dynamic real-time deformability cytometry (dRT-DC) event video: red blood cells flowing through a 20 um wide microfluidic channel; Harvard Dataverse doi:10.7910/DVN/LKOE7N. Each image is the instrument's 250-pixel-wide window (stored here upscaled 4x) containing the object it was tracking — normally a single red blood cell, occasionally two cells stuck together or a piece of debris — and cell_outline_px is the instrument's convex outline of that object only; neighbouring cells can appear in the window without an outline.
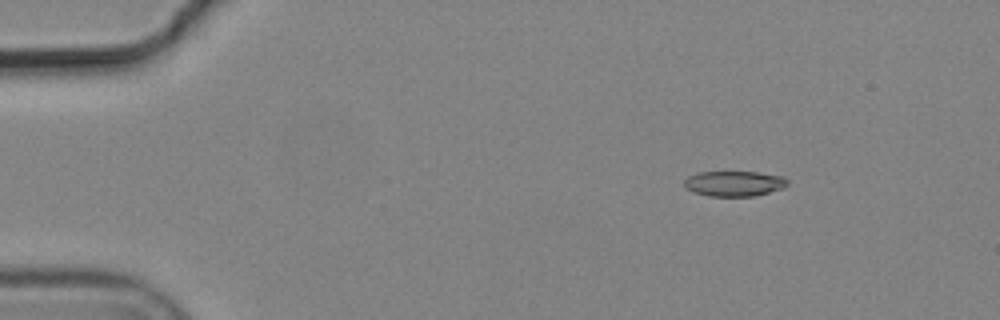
{"species": "common noctule bat (a hibernating species)", "species_latin": "Nyctalus noctula", "temperature_condition": "cold", "stored_images_in_passage": 5, "camera_frame_rate_fps": 3000, "um_per_image_px": 0.085, "animal": {"sex": "male", "body_mass_g": 19.2, "forearm_length_mm": 51.8}, "frame": {"image": 1, "passage_image": 2, "time_ms": 0.333, "image_size_px": [1000, 320], "cell_outline_px": [[788, 184], [784, 188], [752, 196], [708, 196], [692, 192], [684, 184], [684, 180], [688, 176], [700, 172], [756, 172], [784, 176], [788, 180]], "centroid_in_image_um": [62.42, 15.6], "position_along_channel_um": 22.6, "area_um2": 15.2}}